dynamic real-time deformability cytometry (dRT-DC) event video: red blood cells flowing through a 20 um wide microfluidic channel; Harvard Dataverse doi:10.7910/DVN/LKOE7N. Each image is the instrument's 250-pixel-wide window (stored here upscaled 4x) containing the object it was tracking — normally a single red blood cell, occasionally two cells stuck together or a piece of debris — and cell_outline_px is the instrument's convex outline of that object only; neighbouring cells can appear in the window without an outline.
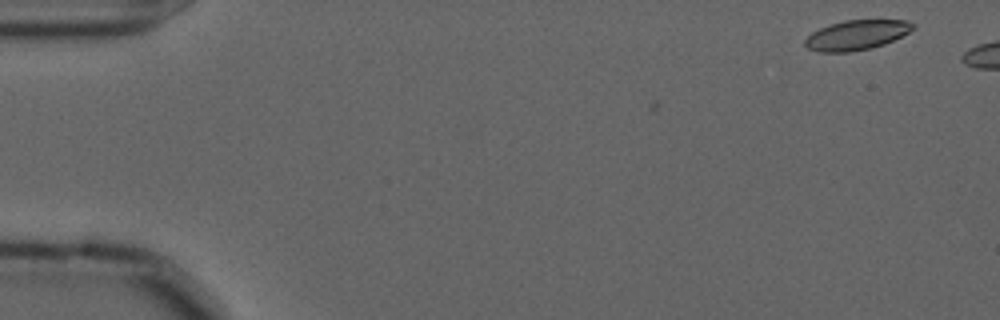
{"species": "common noctule bat (a hibernating species)", "species_latin": "Nyctalus noctula", "temperature_condition": "cold", "stored_images_in_passage": 2, "camera_frame_rate_fps": 3000, "um_per_image_px": 0.085, "animal": {"sex": "male", "forearm_length_mm": 52.5}, "frame": {"image": 1, "passage_image": 2, "time_ms": 0.333, "image_size_px": [1000, 320], "cell_outline_px": [[916, 28], [884, 44], [868, 48], [848, 52], [816, 52], [808, 48], [804, 44], [804, 40], [812, 32], [820, 28], [844, 20], [904, 20], [916, 24]], "centroid_in_image_um": [72.79, 2.97], "position_along_channel_um": 12.2, "area_um2": 18.55}}